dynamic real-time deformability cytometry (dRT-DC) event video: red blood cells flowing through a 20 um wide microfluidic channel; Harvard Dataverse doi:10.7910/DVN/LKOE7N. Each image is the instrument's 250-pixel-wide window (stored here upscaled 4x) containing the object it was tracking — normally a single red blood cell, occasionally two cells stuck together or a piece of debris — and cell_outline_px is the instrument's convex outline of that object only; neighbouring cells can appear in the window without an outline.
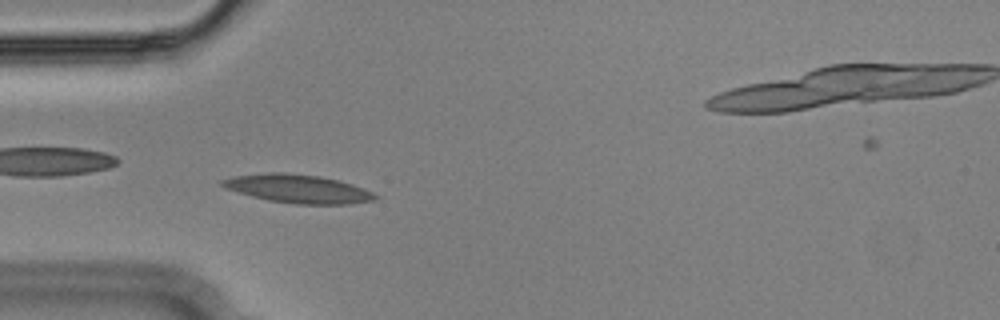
{"species": "Egyptian fruit bat (a non-hibernating species)", "species_latin": "Rousettus aegyptiacus", "temperature_condition": "cold", "stored_images_in_passage": 48, "camera_frame_rate_fps": 3000, "um_per_image_px": 0.085, "animal": {"sex": "male"}, "frame": {"image": 1, "passage_image": 8, "time_ms": 2.333, "image_size_px": [1000, 320], "cell_outline_px": [[380, 196], [372, 200], [352, 204], [296, 204], [268, 200], [252, 196], [224, 188], [220, 184], [220, 180], [236, 176], [268, 172], [284, 172], [320, 176], [352, 184], [372, 192]], "centroid_in_image_um": [25.31, 16.04], "position_along_channel_um": 59.7, "area_um2": 25.2}}